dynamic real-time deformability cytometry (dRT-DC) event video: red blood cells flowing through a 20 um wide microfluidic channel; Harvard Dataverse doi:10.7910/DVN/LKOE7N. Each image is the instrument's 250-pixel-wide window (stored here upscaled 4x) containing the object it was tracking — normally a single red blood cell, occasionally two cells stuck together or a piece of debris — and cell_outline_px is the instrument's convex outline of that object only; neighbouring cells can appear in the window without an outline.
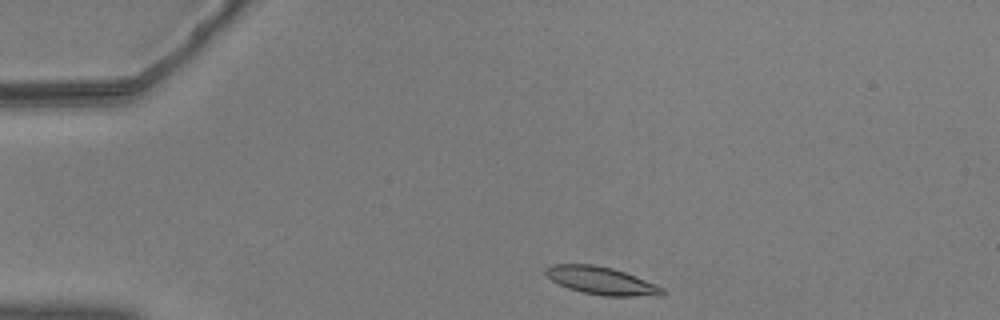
{"species": "common noctule bat (a hibernating species)", "species_latin": "Nyctalus noctula", "temperature_condition": "warm", "stored_images_in_passage": 45, "camera_frame_rate_fps": 3000, "um_per_image_px": 0.085, "animal": {"sex": "male", "body_mass_g": 20.5, "forearm_length_mm": 52.5}, "frame": {"image": 1, "passage_image": 1, "time_ms": 0.0, "image_size_px": [1000, 320], "cell_outline_px": [[664, 292], [660, 296], [604, 296], [584, 292], [568, 288], [552, 280], [544, 272], [544, 268], [552, 264], [592, 264], [612, 268], [636, 276], [656, 284], [664, 288]], "centroid_in_image_um": [51.13, 23.86], "position_along_channel_um": 33.9, "area_um2": 18.79}}
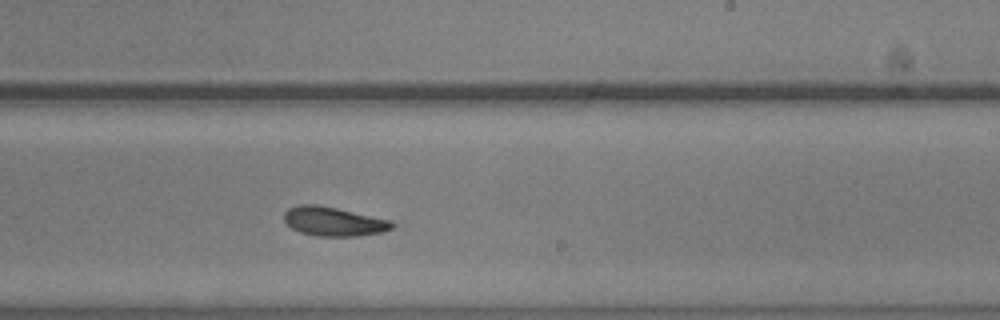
{"frame": {"image": 2, "passage_image": 24, "time_ms": 7.667, "image_size_px": [1000, 320], "cell_outline_px": [[396, 224], [392, 228], [384, 232], [356, 236], [316, 236], [300, 232], [292, 228], [284, 220], [284, 212], [288, 208], [300, 204], [316, 204], [336, 208], [392, 220]], "centroid_in_image_um": [28.37, 18.82], "position_along_channel_um": 260.6, "area_um2": 18.38}}
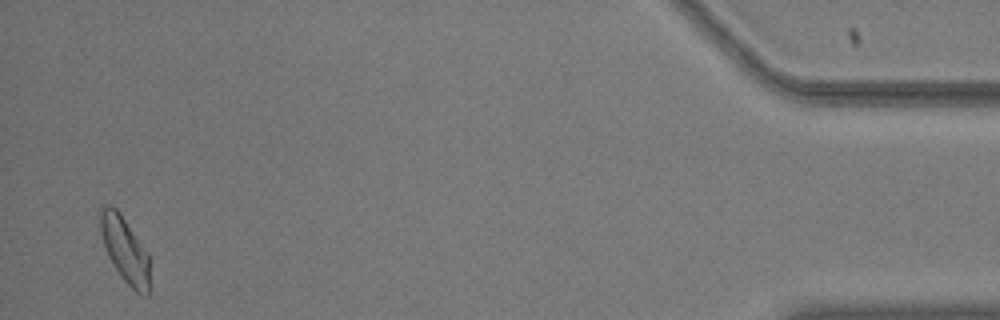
{"frame": {"image": 3, "passage_image": 44, "time_ms": 14.333, "image_size_px": [1000, 320], "cell_outline_px": [[148, 296], [140, 296], [124, 280], [108, 256], [100, 232], [100, 208], [108, 204], [116, 208], [120, 212], [148, 252]], "centroid_in_image_um": [10.61, 21.2], "position_along_channel_um": 424.6, "area_um2": 18.67}, "authors_computed_cell_mechanics": {"area_um2": 18.496, "velocity_mm_per_s": 3.6373, "shape_relaxation_time_tau1_ms": 7.205, "shape_relaxation_time_tau2_ms": 6.1465, "deformation_change_tau1": 0.1431, "deformation_change_tau2": 0.1237}}